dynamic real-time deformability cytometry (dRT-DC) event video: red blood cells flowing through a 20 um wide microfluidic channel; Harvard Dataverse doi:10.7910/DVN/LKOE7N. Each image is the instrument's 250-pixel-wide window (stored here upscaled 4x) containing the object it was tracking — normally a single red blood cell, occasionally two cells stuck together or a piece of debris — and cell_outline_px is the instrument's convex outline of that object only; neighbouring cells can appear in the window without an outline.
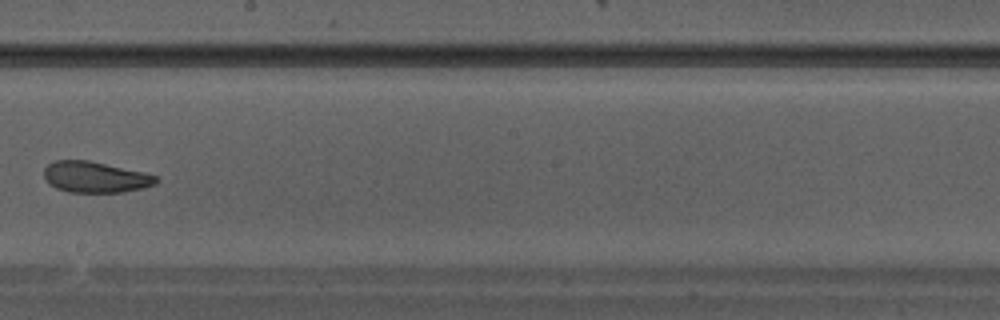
{"species": "Egyptian fruit bat (a non-hibernating species)", "species_latin": "Rousettus aegyptiacus", "temperature_condition": "warm", "stored_images_in_passage": 27, "camera_frame_rate_fps": 3000, "um_per_image_px": 0.085, "animal": {"sex": "male"}, "frame": {"image": 1, "passage_image": 12, "time_ms": 3.667, "image_size_px": [1000, 320], "cell_outline_px": [[160, 180], [156, 184], [124, 192], [68, 192], [56, 188], [44, 176], [44, 168], [48, 164], [56, 160], [88, 160], [144, 172], [156, 176]], "centroid_in_image_um": [8.11, 15.05], "position_along_channel_um": 240.1, "area_um2": 20.11}}